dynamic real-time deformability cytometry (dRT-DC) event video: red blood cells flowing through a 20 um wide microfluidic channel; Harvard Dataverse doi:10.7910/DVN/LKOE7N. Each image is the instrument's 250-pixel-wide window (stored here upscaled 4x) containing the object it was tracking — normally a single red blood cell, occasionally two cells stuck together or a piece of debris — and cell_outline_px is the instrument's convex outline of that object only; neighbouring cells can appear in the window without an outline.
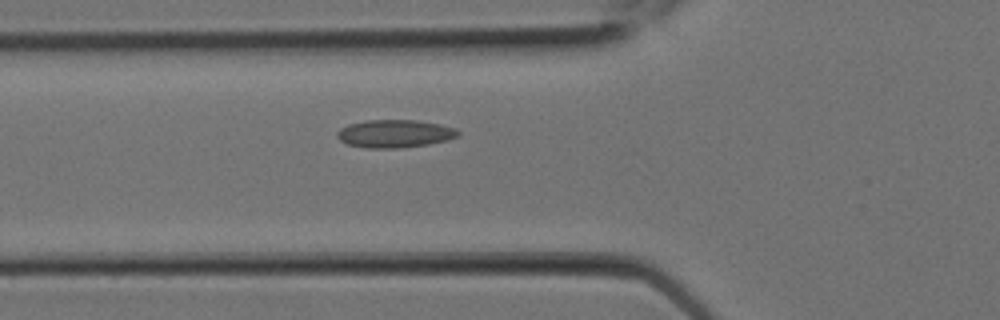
{"species": "Egyptian fruit bat (a non-hibernating species)", "species_latin": "Rousettus aegyptiacus", "temperature_condition": "room temperature", "stored_images_in_passage": 7, "camera_frame_rate_fps": 3000, "um_per_image_px": 0.085, "animal": {"sex": "female"}, "frame": {"image": 1, "passage_image": 7, "time_ms": 2.0, "image_size_px": [1000, 320], "cell_outline_px": [[460, 136], [448, 140], [428, 144], [400, 148], [364, 148], [348, 144], [340, 140], [336, 136], [336, 132], [340, 128], [348, 124], [364, 120], [416, 120], [440, 124], [456, 128], [460, 132]], "centroid_in_image_um": [33.56, 11.36], "position_along_channel_um": 92.2, "area_um2": 19.88}}